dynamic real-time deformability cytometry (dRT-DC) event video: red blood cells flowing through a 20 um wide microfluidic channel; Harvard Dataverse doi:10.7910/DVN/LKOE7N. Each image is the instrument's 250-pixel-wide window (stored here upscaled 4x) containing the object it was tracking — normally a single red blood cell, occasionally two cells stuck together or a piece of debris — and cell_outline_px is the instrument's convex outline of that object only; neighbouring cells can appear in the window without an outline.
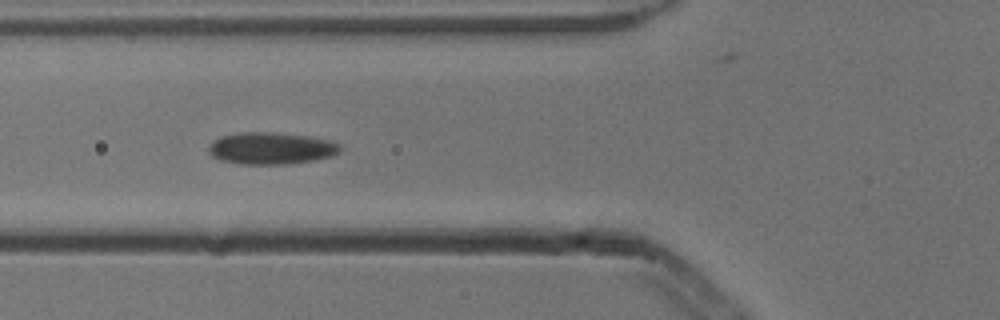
{"species": "common noctule bat (a hibernating species)", "species_latin": "Nyctalus noctula", "temperature_condition": "cold", "stored_images_in_passage": 6, "camera_frame_rate_fps": 3000, "um_per_image_px": 0.085, "animal": {"sex": "male", "body_mass_g": 13.3}, "frame": {"image": 1, "passage_image": 2, "time_ms": 0.333, "image_size_px": [1000, 320], "cell_outline_px": [[340, 152], [332, 156], [316, 160], [288, 164], [240, 164], [220, 160], [212, 156], [208, 152], [208, 144], [220, 136], [240, 132], [280, 132], [308, 136], [332, 140], [340, 144]], "centroid_in_image_um": [23.05, 12.6], "position_along_channel_um": 102.8, "area_um2": 24.91}}
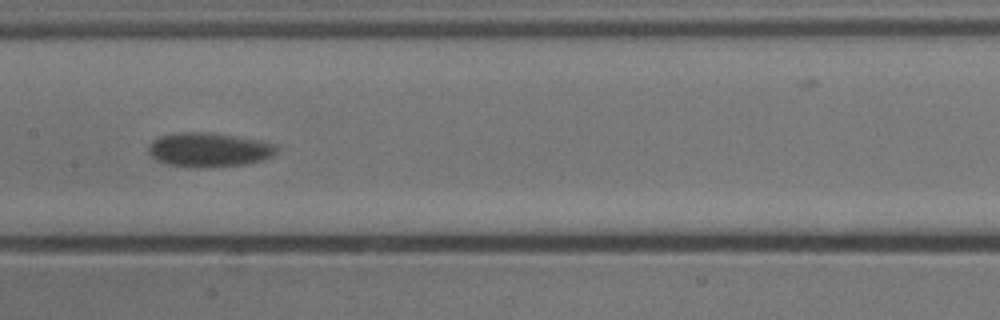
{"frame": {"image": 2, "passage_image": 4, "time_ms": 1.0, "image_size_px": [1000, 320], "cell_outline_px": [[280, 148], [272, 156], [264, 160], [248, 164], [196, 168], [168, 164], [156, 160], [148, 152], [148, 148], [152, 140], [160, 136], [176, 132], [208, 132], [236, 136], [260, 140], [276, 144]], "centroid_in_image_um": [17.79, 12.73], "position_along_channel_um": 189.6, "area_um2": 25.84}}
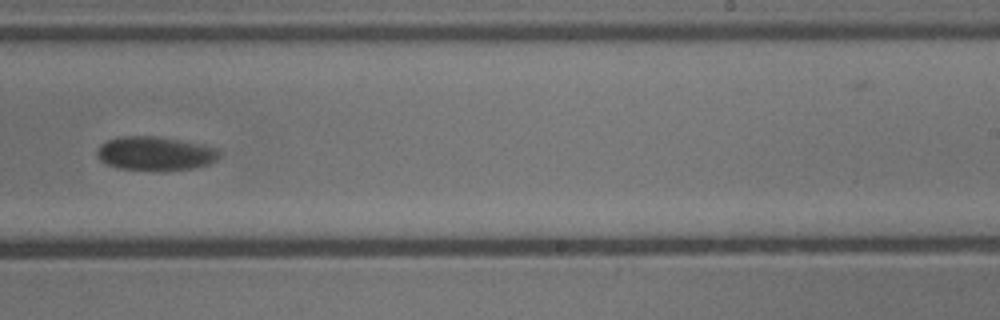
{"frame": {"image": 3, "passage_image": 6, "time_ms": 1.667, "image_size_px": [1000, 320], "cell_outline_px": [[220, 156], [216, 160], [208, 164], [192, 168], [160, 172], [120, 168], [104, 164], [96, 156], [96, 152], [100, 144], [108, 140], [120, 136], [156, 136], [204, 144], [216, 148], [220, 152]], "centroid_in_image_um": [13.18, 13.06], "position_along_channel_um": 275.8, "area_um2": 24.62}}